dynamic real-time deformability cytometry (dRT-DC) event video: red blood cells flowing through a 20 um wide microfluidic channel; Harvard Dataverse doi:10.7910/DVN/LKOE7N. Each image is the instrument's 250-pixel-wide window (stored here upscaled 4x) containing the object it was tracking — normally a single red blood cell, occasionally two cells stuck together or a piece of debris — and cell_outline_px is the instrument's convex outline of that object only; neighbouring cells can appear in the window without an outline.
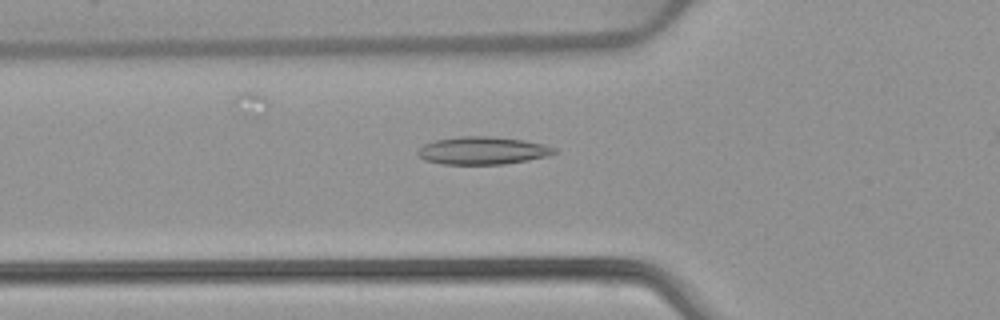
{"species": "common noctule bat (a hibernating species)", "species_latin": "Nyctalus noctula", "temperature_condition": "warm", "stored_images_in_passage": 52, "camera_frame_rate_fps": 3000, "um_per_image_px": 0.085, "animal": {"sex": "female", "body_mass_g": 22.7, "forearm_length_mm": 54.2}, "frame": {"image": 1, "passage_image": 18, "time_ms": 5.667, "image_size_px": [1000, 320], "cell_outline_px": [[556, 152], [548, 156], [528, 160], [504, 164], [444, 164], [424, 160], [416, 156], [416, 152], [424, 144], [436, 140], [460, 136], [488, 136], [524, 140], [544, 144], [556, 148]], "centroid_in_image_um": [41.01, 12.8], "position_along_channel_um": 84.8, "area_um2": 22.08}}
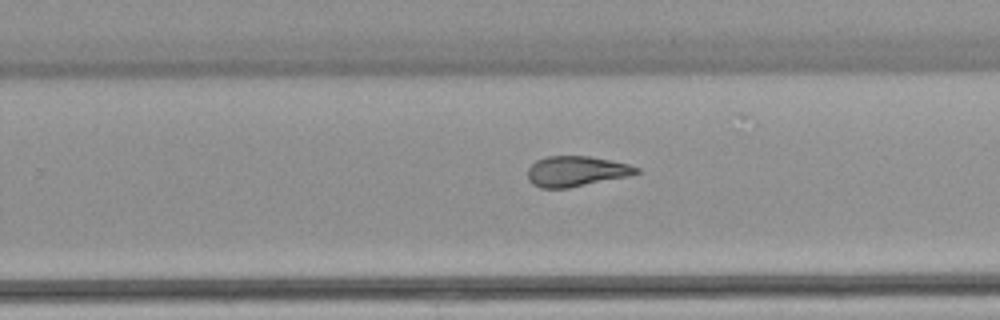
{"frame": {"image": 2, "passage_image": 33, "time_ms": 10.667, "image_size_px": [1000, 320], "cell_outline_px": [[640, 172], [628, 176], [568, 188], [540, 188], [532, 184], [528, 180], [528, 168], [536, 160], [548, 156], [588, 156], [628, 164], [640, 168]], "centroid_in_image_um": [48.95, 14.56], "position_along_channel_um": 280.9, "area_um2": 19.13}}
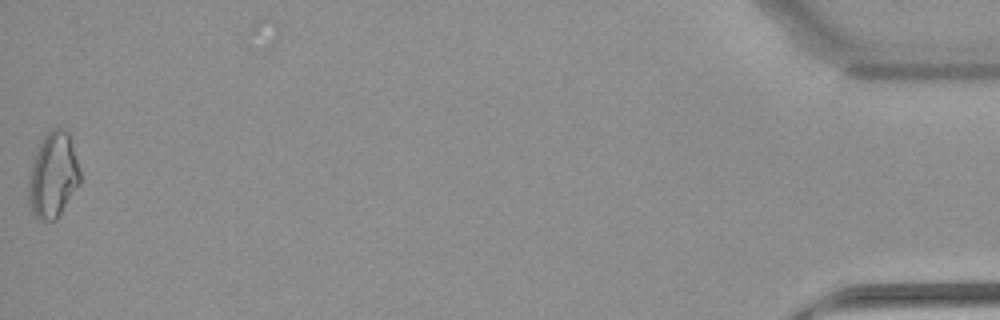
{"frame": {"image": 3, "passage_image": 52, "time_ms": 17.0, "image_size_px": [1000, 320], "cell_outline_px": [[80, 180], [56, 220], [36, 220], [28, 204], [28, 176], [32, 160], [44, 136], [52, 128], [68, 128], [80, 172]], "centroid_in_image_um": [4.48, 14.88], "position_along_channel_um": 430.7, "area_um2": 25.61}, "authors_computed_cell_mechanics": {"area_um2": 20.8947, "velocity_mm_per_s": 3.9143, "shape_relaxation_time_tau1_ms": null, "shape_relaxation_time_tau2_ms": 2.2304, "deformation_change_tau1": null, "deformation_change_tau2": 0.0932}}